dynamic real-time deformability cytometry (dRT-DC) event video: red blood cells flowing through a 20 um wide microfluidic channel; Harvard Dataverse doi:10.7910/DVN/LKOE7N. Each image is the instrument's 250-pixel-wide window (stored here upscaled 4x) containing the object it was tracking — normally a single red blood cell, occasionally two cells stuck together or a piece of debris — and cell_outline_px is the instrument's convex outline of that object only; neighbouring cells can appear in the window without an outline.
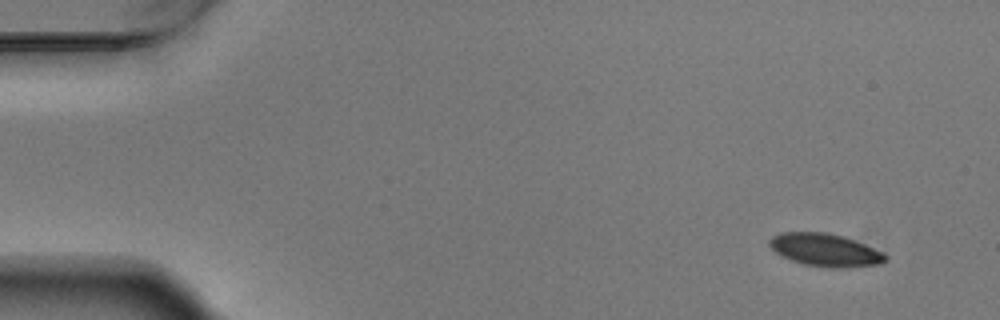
{"species": "Egyptian fruit bat (a non-hibernating species)", "species_latin": "Rousettus aegyptiacus", "temperature_condition": "warm", "stored_images_in_passage": 8, "camera_frame_rate_fps": 3000, "um_per_image_px": 0.085, "animal": {"sex": "male"}, "frame": {"image": 1, "passage_image": 1, "time_ms": 0.0, "image_size_px": [1000, 320], "cell_outline_px": [[888, 260], [880, 264], [848, 268], [828, 268], [804, 264], [780, 256], [768, 244], [768, 240], [772, 236], [780, 232], [824, 232], [844, 236], [884, 252], [888, 256]], "centroid_in_image_um": [70.16, 21.25], "position_along_channel_um": 14.8, "area_um2": 22.43}}
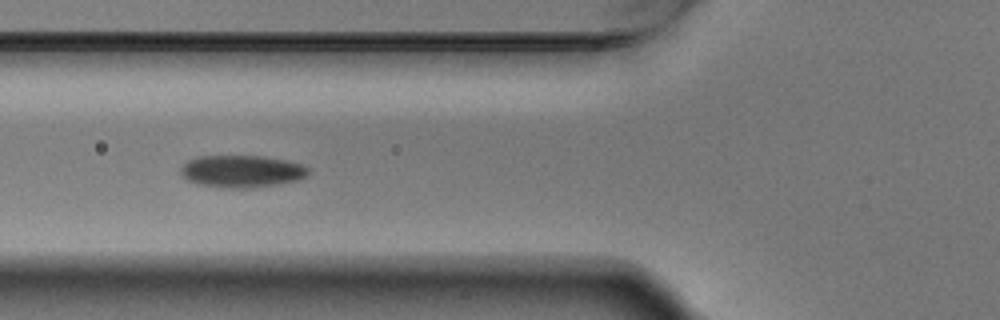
{"frame": {"image": 2, "passage_image": 5, "time_ms": 1.333, "image_size_px": [1000, 320], "cell_outline_px": [[308, 176], [300, 180], [280, 184], [252, 188], [232, 188], [196, 184], [188, 180], [180, 172], [180, 168], [188, 160], [196, 156], [260, 156], [284, 160], [300, 164], [308, 168]], "centroid_in_image_um": [20.55, 14.57], "position_along_channel_um": 105.2, "area_um2": 23.99}}
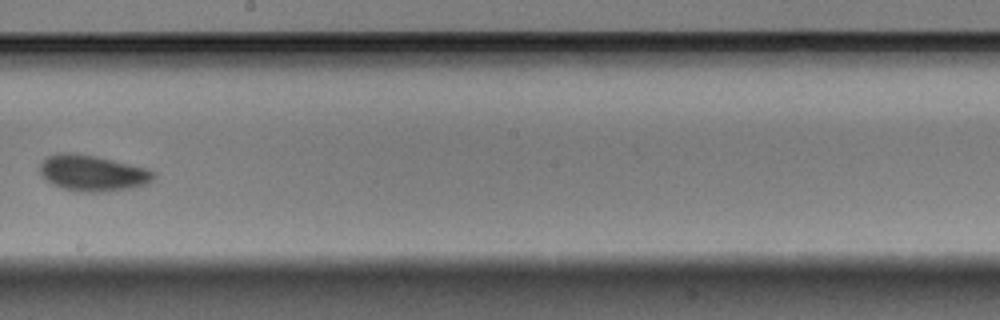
{"frame": {"image": 3, "passage_image": 8, "time_ms": 2.333, "image_size_px": [1000, 320], "cell_outline_px": [[156, 180], [148, 184], [132, 188], [104, 192], [80, 192], [60, 188], [52, 184], [40, 172], [40, 164], [48, 156], [56, 152], [72, 152], [96, 156], [148, 168], [156, 172]], "centroid_in_image_um": [7.93, 14.71], "position_along_channel_um": 240.3, "area_um2": 24.28}}